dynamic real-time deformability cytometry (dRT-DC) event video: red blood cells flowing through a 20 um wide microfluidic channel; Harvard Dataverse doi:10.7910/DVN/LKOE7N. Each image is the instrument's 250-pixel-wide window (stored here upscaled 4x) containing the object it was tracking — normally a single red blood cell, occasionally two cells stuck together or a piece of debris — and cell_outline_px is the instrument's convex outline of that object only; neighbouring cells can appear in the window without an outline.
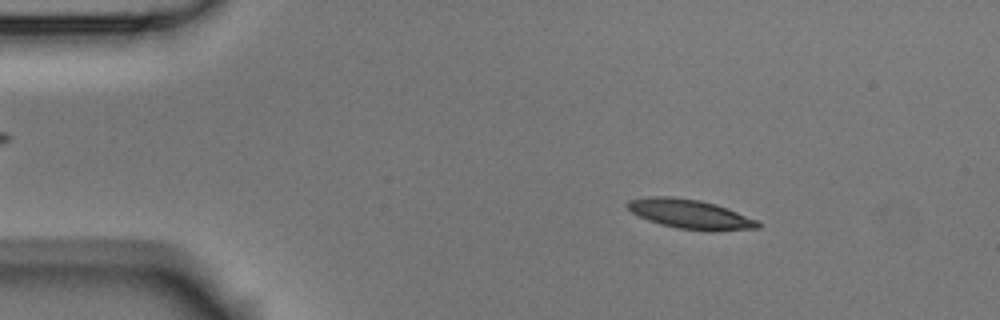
{"species": "Egyptian fruit bat (a non-hibernating species)", "species_latin": "Rousettus aegyptiacus", "temperature_condition": "room temperature", "stored_images_in_passage": 53, "camera_frame_rate_fps": 3000, "um_per_image_px": 0.085, "animal": {"sex": "male"}, "frame": {"image": 1, "passage_image": 8, "time_ms": 2.333, "image_size_px": [1000, 320], "cell_outline_px": [[760, 228], [676, 228], [660, 224], [648, 220], [632, 212], [628, 208], [628, 200], [648, 196], [668, 196], [700, 200], [716, 204], [756, 220], [760, 224]], "centroid_in_image_um": [58.54, 18.14], "position_along_channel_um": 26.5, "area_um2": 21.04}}
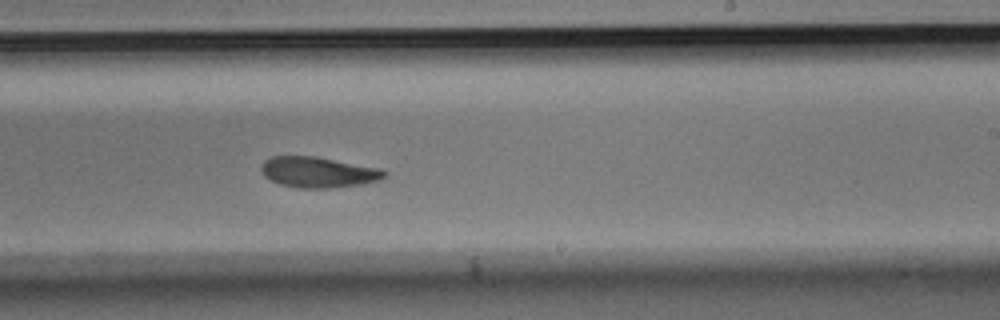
{"frame": {"image": 2, "passage_image": 32, "time_ms": 10.333, "image_size_px": [1000, 320], "cell_outline_px": [[388, 176], [380, 180], [364, 184], [332, 188], [300, 188], [280, 184], [264, 176], [260, 168], [264, 160], [272, 156], [316, 156], [380, 168], [388, 172]], "centroid_in_image_um": [27.09, 14.64], "position_along_channel_um": 261.9, "area_um2": 22.25}}
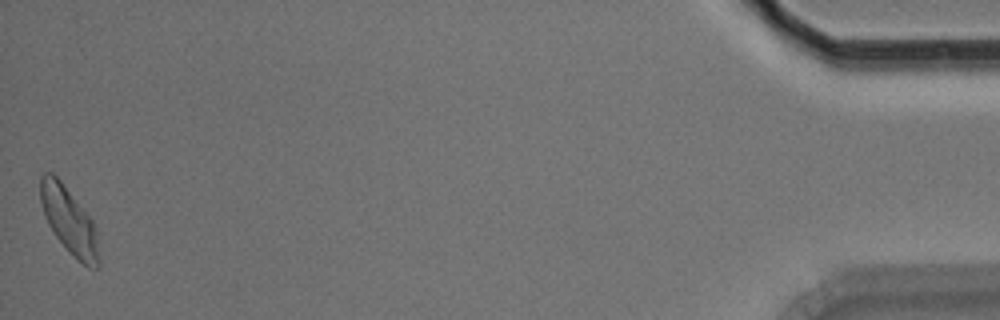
{"frame": {"image": 3, "passage_image": 53, "time_ms": 17.333, "image_size_px": [1000, 320], "cell_outline_px": [[100, 268], [88, 268], [76, 260], [56, 236], [48, 224], [44, 216], [40, 200], [40, 176], [44, 172], [52, 172], [60, 180], [92, 220], [96, 232], [100, 260]], "centroid_in_image_um": [5.87, 18.79], "position_along_channel_um": 429.3, "area_um2": 22.6}, "authors_computed_cell_mechanics": {"area_um2": 22.0218, "velocity_mm_per_s": 3.734, "shape_relaxation_time_tau1_ms": 4.9065, "shape_relaxation_time_tau2_ms": 6.6671, "deformation_change_tau1": 0.1516, "deformation_change_tau2": 0.1528}}